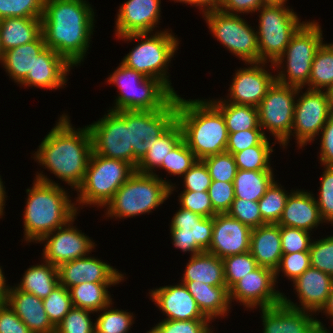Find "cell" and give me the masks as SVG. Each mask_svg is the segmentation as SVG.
<instances>
[{"label": "cell", "instance_id": "cell-1", "mask_svg": "<svg viewBox=\"0 0 333 333\" xmlns=\"http://www.w3.org/2000/svg\"><path fill=\"white\" fill-rule=\"evenodd\" d=\"M86 0H45L41 18L47 48L72 66L83 62L95 27V14Z\"/></svg>", "mask_w": 333, "mask_h": 333}, {"label": "cell", "instance_id": "cell-2", "mask_svg": "<svg viewBox=\"0 0 333 333\" xmlns=\"http://www.w3.org/2000/svg\"><path fill=\"white\" fill-rule=\"evenodd\" d=\"M69 119L68 114L60 115L33 155L38 164L77 190L93 151L92 136L88 126L76 129Z\"/></svg>", "mask_w": 333, "mask_h": 333}, {"label": "cell", "instance_id": "cell-3", "mask_svg": "<svg viewBox=\"0 0 333 333\" xmlns=\"http://www.w3.org/2000/svg\"><path fill=\"white\" fill-rule=\"evenodd\" d=\"M42 173L37 172L33 186L26 189L28 198L23 214V233L27 243H37L78 216L76 205L67 190Z\"/></svg>", "mask_w": 333, "mask_h": 333}, {"label": "cell", "instance_id": "cell-4", "mask_svg": "<svg viewBox=\"0 0 333 333\" xmlns=\"http://www.w3.org/2000/svg\"><path fill=\"white\" fill-rule=\"evenodd\" d=\"M177 122L183 139L198 160L226 152L225 119L208 99L185 100L177 94Z\"/></svg>", "mask_w": 333, "mask_h": 333}, {"label": "cell", "instance_id": "cell-5", "mask_svg": "<svg viewBox=\"0 0 333 333\" xmlns=\"http://www.w3.org/2000/svg\"><path fill=\"white\" fill-rule=\"evenodd\" d=\"M174 190L172 182L162 179L156 173L143 174L135 171L103 209H107L105 215L108 218H133L154 211Z\"/></svg>", "mask_w": 333, "mask_h": 333}, {"label": "cell", "instance_id": "cell-6", "mask_svg": "<svg viewBox=\"0 0 333 333\" xmlns=\"http://www.w3.org/2000/svg\"><path fill=\"white\" fill-rule=\"evenodd\" d=\"M153 34V35H152ZM168 29L155 31L154 33H133L118 36V39L126 41H139L133 49L123 57L122 64L140 72L146 77L161 80L175 95L177 92L171 86L169 73L167 72L176 50L179 39ZM151 35V36H150ZM168 74V75H167Z\"/></svg>", "mask_w": 333, "mask_h": 333}, {"label": "cell", "instance_id": "cell-7", "mask_svg": "<svg viewBox=\"0 0 333 333\" xmlns=\"http://www.w3.org/2000/svg\"><path fill=\"white\" fill-rule=\"evenodd\" d=\"M106 82L119 89V95L110 109L113 111L161 110L176 97L161 80L146 77L122 63Z\"/></svg>", "mask_w": 333, "mask_h": 333}, {"label": "cell", "instance_id": "cell-8", "mask_svg": "<svg viewBox=\"0 0 333 333\" xmlns=\"http://www.w3.org/2000/svg\"><path fill=\"white\" fill-rule=\"evenodd\" d=\"M323 42L319 22L305 21L291 37L284 53L271 63L270 68L279 71L275 75L276 82L298 88L307 87L315 53Z\"/></svg>", "mask_w": 333, "mask_h": 333}, {"label": "cell", "instance_id": "cell-9", "mask_svg": "<svg viewBox=\"0 0 333 333\" xmlns=\"http://www.w3.org/2000/svg\"><path fill=\"white\" fill-rule=\"evenodd\" d=\"M135 172L127 162L91 153L85 177L77 188L76 208L80 205L105 207L116 191ZM80 204L77 207V204Z\"/></svg>", "mask_w": 333, "mask_h": 333}, {"label": "cell", "instance_id": "cell-10", "mask_svg": "<svg viewBox=\"0 0 333 333\" xmlns=\"http://www.w3.org/2000/svg\"><path fill=\"white\" fill-rule=\"evenodd\" d=\"M260 12L256 31L260 62L274 63L284 53L291 37L305 23L286 4H265Z\"/></svg>", "mask_w": 333, "mask_h": 333}, {"label": "cell", "instance_id": "cell-11", "mask_svg": "<svg viewBox=\"0 0 333 333\" xmlns=\"http://www.w3.org/2000/svg\"><path fill=\"white\" fill-rule=\"evenodd\" d=\"M202 16L205 17L214 38L233 55L245 64L260 62L256 29L252 28L247 20L241 18V15H230L220 10H210Z\"/></svg>", "mask_w": 333, "mask_h": 333}, {"label": "cell", "instance_id": "cell-12", "mask_svg": "<svg viewBox=\"0 0 333 333\" xmlns=\"http://www.w3.org/2000/svg\"><path fill=\"white\" fill-rule=\"evenodd\" d=\"M129 125V147H133V168L154 141L177 121V95L163 109L155 111H117Z\"/></svg>", "mask_w": 333, "mask_h": 333}, {"label": "cell", "instance_id": "cell-13", "mask_svg": "<svg viewBox=\"0 0 333 333\" xmlns=\"http://www.w3.org/2000/svg\"><path fill=\"white\" fill-rule=\"evenodd\" d=\"M298 87L274 82L258 105L259 125L273 135L284 148L290 142Z\"/></svg>", "mask_w": 333, "mask_h": 333}, {"label": "cell", "instance_id": "cell-14", "mask_svg": "<svg viewBox=\"0 0 333 333\" xmlns=\"http://www.w3.org/2000/svg\"><path fill=\"white\" fill-rule=\"evenodd\" d=\"M302 89L298 88L291 132L296 137L298 149L315 141L332 114L327 91L307 89L303 93Z\"/></svg>", "mask_w": 333, "mask_h": 333}, {"label": "cell", "instance_id": "cell-15", "mask_svg": "<svg viewBox=\"0 0 333 333\" xmlns=\"http://www.w3.org/2000/svg\"><path fill=\"white\" fill-rule=\"evenodd\" d=\"M98 121L87 125L95 154L125 161L133 167V147H129V125L117 112L108 110Z\"/></svg>", "mask_w": 333, "mask_h": 333}, {"label": "cell", "instance_id": "cell-16", "mask_svg": "<svg viewBox=\"0 0 333 333\" xmlns=\"http://www.w3.org/2000/svg\"><path fill=\"white\" fill-rule=\"evenodd\" d=\"M75 219L76 216L37 242L45 245L42 253L43 261L58 267L65 262L85 257L95 249L96 244L93 239L73 226Z\"/></svg>", "mask_w": 333, "mask_h": 333}, {"label": "cell", "instance_id": "cell-17", "mask_svg": "<svg viewBox=\"0 0 333 333\" xmlns=\"http://www.w3.org/2000/svg\"><path fill=\"white\" fill-rule=\"evenodd\" d=\"M275 272L258 266L229 289L230 302L234 300L246 308H267L282 302V292L278 291Z\"/></svg>", "mask_w": 333, "mask_h": 333}, {"label": "cell", "instance_id": "cell-18", "mask_svg": "<svg viewBox=\"0 0 333 333\" xmlns=\"http://www.w3.org/2000/svg\"><path fill=\"white\" fill-rule=\"evenodd\" d=\"M170 233L173 246L182 252L196 255L210 247L213 233V217H202L190 210L179 208L173 214Z\"/></svg>", "mask_w": 333, "mask_h": 333}, {"label": "cell", "instance_id": "cell-19", "mask_svg": "<svg viewBox=\"0 0 333 333\" xmlns=\"http://www.w3.org/2000/svg\"><path fill=\"white\" fill-rule=\"evenodd\" d=\"M250 67L237 69L229 85L227 102L258 107L268 89L276 81L272 72L266 70V62L247 63ZM229 98V99H228Z\"/></svg>", "mask_w": 333, "mask_h": 333}, {"label": "cell", "instance_id": "cell-20", "mask_svg": "<svg viewBox=\"0 0 333 333\" xmlns=\"http://www.w3.org/2000/svg\"><path fill=\"white\" fill-rule=\"evenodd\" d=\"M263 333H330L314 313L292 308L283 302L261 308Z\"/></svg>", "mask_w": 333, "mask_h": 333}, {"label": "cell", "instance_id": "cell-21", "mask_svg": "<svg viewBox=\"0 0 333 333\" xmlns=\"http://www.w3.org/2000/svg\"><path fill=\"white\" fill-rule=\"evenodd\" d=\"M59 284L68 290L81 283H120L124 274L110 264L92 256L65 262L57 267Z\"/></svg>", "mask_w": 333, "mask_h": 333}, {"label": "cell", "instance_id": "cell-22", "mask_svg": "<svg viewBox=\"0 0 333 333\" xmlns=\"http://www.w3.org/2000/svg\"><path fill=\"white\" fill-rule=\"evenodd\" d=\"M252 229L228 213H217L213 216V233L210 247L206 251L224 259L250 250Z\"/></svg>", "mask_w": 333, "mask_h": 333}, {"label": "cell", "instance_id": "cell-23", "mask_svg": "<svg viewBox=\"0 0 333 333\" xmlns=\"http://www.w3.org/2000/svg\"><path fill=\"white\" fill-rule=\"evenodd\" d=\"M293 284L299 305L288 299L284 293H282V302L292 308L319 314L332 290L333 277L310 266L293 281Z\"/></svg>", "mask_w": 333, "mask_h": 333}, {"label": "cell", "instance_id": "cell-24", "mask_svg": "<svg viewBox=\"0 0 333 333\" xmlns=\"http://www.w3.org/2000/svg\"><path fill=\"white\" fill-rule=\"evenodd\" d=\"M161 0H127L118 9L116 36L153 33L161 17Z\"/></svg>", "mask_w": 333, "mask_h": 333}, {"label": "cell", "instance_id": "cell-25", "mask_svg": "<svg viewBox=\"0 0 333 333\" xmlns=\"http://www.w3.org/2000/svg\"><path fill=\"white\" fill-rule=\"evenodd\" d=\"M152 302L166 315L164 320H209L183 283L162 286L149 292Z\"/></svg>", "mask_w": 333, "mask_h": 333}, {"label": "cell", "instance_id": "cell-26", "mask_svg": "<svg viewBox=\"0 0 333 333\" xmlns=\"http://www.w3.org/2000/svg\"><path fill=\"white\" fill-rule=\"evenodd\" d=\"M72 67L65 58L46 47L35 58L32 71L28 72L20 84L26 88L27 86L49 90L63 88L67 84V76Z\"/></svg>", "mask_w": 333, "mask_h": 333}, {"label": "cell", "instance_id": "cell-27", "mask_svg": "<svg viewBox=\"0 0 333 333\" xmlns=\"http://www.w3.org/2000/svg\"><path fill=\"white\" fill-rule=\"evenodd\" d=\"M6 303L32 333H55L56 327L49 320L42 299L8 286Z\"/></svg>", "mask_w": 333, "mask_h": 333}, {"label": "cell", "instance_id": "cell-28", "mask_svg": "<svg viewBox=\"0 0 333 333\" xmlns=\"http://www.w3.org/2000/svg\"><path fill=\"white\" fill-rule=\"evenodd\" d=\"M290 191L278 225L311 232L324 222L314 194L298 189Z\"/></svg>", "mask_w": 333, "mask_h": 333}, {"label": "cell", "instance_id": "cell-29", "mask_svg": "<svg viewBox=\"0 0 333 333\" xmlns=\"http://www.w3.org/2000/svg\"><path fill=\"white\" fill-rule=\"evenodd\" d=\"M258 266L272 269L278 268L282 257L280 226L265 224L252 229L250 250Z\"/></svg>", "mask_w": 333, "mask_h": 333}, {"label": "cell", "instance_id": "cell-30", "mask_svg": "<svg viewBox=\"0 0 333 333\" xmlns=\"http://www.w3.org/2000/svg\"><path fill=\"white\" fill-rule=\"evenodd\" d=\"M189 259L181 283H204L226 287L223 259L206 251L192 255Z\"/></svg>", "mask_w": 333, "mask_h": 333}, {"label": "cell", "instance_id": "cell-31", "mask_svg": "<svg viewBox=\"0 0 333 333\" xmlns=\"http://www.w3.org/2000/svg\"><path fill=\"white\" fill-rule=\"evenodd\" d=\"M183 284L196 301L202 314L210 321L228 316L227 314L231 309V302L227 287L211 286L204 283Z\"/></svg>", "mask_w": 333, "mask_h": 333}, {"label": "cell", "instance_id": "cell-32", "mask_svg": "<svg viewBox=\"0 0 333 333\" xmlns=\"http://www.w3.org/2000/svg\"><path fill=\"white\" fill-rule=\"evenodd\" d=\"M46 48L43 34L36 40L4 52L1 61L9 78L20 84L32 71L35 58Z\"/></svg>", "mask_w": 333, "mask_h": 333}, {"label": "cell", "instance_id": "cell-33", "mask_svg": "<svg viewBox=\"0 0 333 333\" xmlns=\"http://www.w3.org/2000/svg\"><path fill=\"white\" fill-rule=\"evenodd\" d=\"M41 34V18L10 17L0 20V41L4 52L30 43Z\"/></svg>", "mask_w": 333, "mask_h": 333}, {"label": "cell", "instance_id": "cell-34", "mask_svg": "<svg viewBox=\"0 0 333 333\" xmlns=\"http://www.w3.org/2000/svg\"><path fill=\"white\" fill-rule=\"evenodd\" d=\"M40 264L27 268L20 283L15 284V287L44 299L59 285L58 270L48 262L43 261Z\"/></svg>", "mask_w": 333, "mask_h": 333}, {"label": "cell", "instance_id": "cell-35", "mask_svg": "<svg viewBox=\"0 0 333 333\" xmlns=\"http://www.w3.org/2000/svg\"><path fill=\"white\" fill-rule=\"evenodd\" d=\"M183 138L182 128L176 121L165 133L154 141L153 145L138 162L135 171L143 174H155L171 149Z\"/></svg>", "mask_w": 333, "mask_h": 333}, {"label": "cell", "instance_id": "cell-36", "mask_svg": "<svg viewBox=\"0 0 333 333\" xmlns=\"http://www.w3.org/2000/svg\"><path fill=\"white\" fill-rule=\"evenodd\" d=\"M275 181L273 170H240L234 178L235 198L257 201Z\"/></svg>", "mask_w": 333, "mask_h": 333}, {"label": "cell", "instance_id": "cell-37", "mask_svg": "<svg viewBox=\"0 0 333 333\" xmlns=\"http://www.w3.org/2000/svg\"><path fill=\"white\" fill-rule=\"evenodd\" d=\"M209 101L222 113L228 133L261 128L256 107L230 103L223 98H209Z\"/></svg>", "mask_w": 333, "mask_h": 333}, {"label": "cell", "instance_id": "cell-38", "mask_svg": "<svg viewBox=\"0 0 333 333\" xmlns=\"http://www.w3.org/2000/svg\"><path fill=\"white\" fill-rule=\"evenodd\" d=\"M118 283H81L69 289L73 307L98 313L111 304L108 288Z\"/></svg>", "mask_w": 333, "mask_h": 333}, {"label": "cell", "instance_id": "cell-39", "mask_svg": "<svg viewBox=\"0 0 333 333\" xmlns=\"http://www.w3.org/2000/svg\"><path fill=\"white\" fill-rule=\"evenodd\" d=\"M307 89L327 91L333 86V44L322 43L315 53Z\"/></svg>", "mask_w": 333, "mask_h": 333}, {"label": "cell", "instance_id": "cell-40", "mask_svg": "<svg viewBox=\"0 0 333 333\" xmlns=\"http://www.w3.org/2000/svg\"><path fill=\"white\" fill-rule=\"evenodd\" d=\"M267 136L255 146L246 148L234 154L237 169L240 170H273L270 164V155L273 146Z\"/></svg>", "mask_w": 333, "mask_h": 333}, {"label": "cell", "instance_id": "cell-41", "mask_svg": "<svg viewBox=\"0 0 333 333\" xmlns=\"http://www.w3.org/2000/svg\"><path fill=\"white\" fill-rule=\"evenodd\" d=\"M289 194L282 188L281 184L274 181L263 197L258 200L262 220L266 224H278Z\"/></svg>", "mask_w": 333, "mask_h": 333}, {"label": "cell", "instance_id": "cell-42", "mask_svg": "<svg viewBox=\"0 0 333 333\" xmlns=\"http://www.w3.org/2000/svg\"><path fill=\"white\" fill-rule=\"evenodd\" d=\"M112 304L111 302L99 311L101 314L95 321V333H128L131 330L134 314L122 309H112Z\"/></svg>", "mask_w": 333, "mask_h": 333}, {"label": "cell", "instance_id": "cell-43", "mask_svg": "<svg viewBox=\"0 0 333 333\" xmlns=\"http://www.w3.org/2000/svg\"><path fill=\"white\" fill-rule=\"evenodd\" d=\"M197 160L182 138L168 153L160 168L165 169L169 175L182 177Z\"/></svg>", "mask_w": 333, "mask_h": 333}, {"label": "cell", "instance_id": "cell-44", "mask_svg": "<svg viewBox=\"0 0 333 333\" xmlns=\"http://www.w3.org/2000/svg\"><path fill=\"white\" fill-rule=\"evenodd\" d=\"M223 263L224 279L228 289L258 267L256 260L249 251L225 257Z\"/></svg>", "mask_w": 333, "mask_h": 333}, {"label": "cell", "instance_id": "cell-45", "mask_svg": "<svg viewBox=\"0 0 333 333\" xmlns=\"http://www.w3.org/2000/svg\"><path fill=\"white\" fill-rule=\"evenodd\" d=\"M42 301L45 312L55 327L58 326L64 316L73 308L70 291L60 284Z\"/></svg>", "mask_w": 333, "mask_h": 333}, {"label": "cell", "instance_id": "cell-46", "mask_svg": "<svg viewBox=\"0 0 333 333\" xmlns=\"http://www.w3.org/2000/svg\"><path fill=\"white\" fill-rule=\"evenodd\" d=\"M45 0H0V20L10 17L42 18Z\"/></svg>", "mask_w": 333, "mask_h": 333}, {"label": "cell", "instance_id": "cell-47", "mask_svg": "<svg viewBox=\"0 0 333 333\" xmlns=\"http://www.w3.org/2000/svg\"><path fill=\"white\" fill-rule=\"evenodd\" d=\"M212 181L234 182L237 166L234 155L228 152L214 154L202 159Z\"/></svg>", "mask_w": 333, "mask_h": 333}, {"label": "cell", "instance_id": "cell-48", "mask_svg": "<svg viewBox=\"0 0 333 333\" xmlns=\"http://www.w3.org/2000/svg\"><path fill=\"white\" fill-rule=\"evenodd\" d=\"M94 312L73 307L56 327L55 333H95Z\"/></svg>", "mask_w": 333, "mask_h": 333}, {"label": "cell", "instance_id": "cell-49", "mask_svg": "<svg viewBox=\"0 0 333 333\" xmlns=\"http://www.w3.org/2000/svg\"><path fill=\"white\" fill-rule=\"evenodd\" d=\"M309 255L311 267L333 277V235L312 240Z\"/></svg>", "mask_w": 333, "mask_h": 333}, {"label": "cell", "instance_id": "cell-50", "mask_svg": "<svg viewBox=\"0 0 333 333\" xmlns=\"http://www.w3.org/2000/svg\"><path fill=\"white\" fill-rule=\"evenodd\" d=\"M210 320H162L150 333H214Z\"/></svg>", "mask_w": 333, "mask_h": 333}, {"label": "cell", "instance_id": "cell-51", "mask_svg": "<svg viewBox=\"0 0 333 333\" xmlns=\"http://www.w3.org/2000/svg\"><path fill=\"white\" fill-rule=\"evenodd\" d=\"M319 187V197H315L324 223L333 225V166H325Z\"/></svg>", "mask_w": 333, "mask_h": 333}, {"label": "cell", "instance_id": "cell-52", "mask_svg": "<svg viewBox=\"0 0 333 333\" xmlns=\"http://www.w3.org/2000/svg\"><path fill=\"white\" fill-rule=\"evenodd\" d=\"M227 213L251 229L266 224L262 220V215L257 201L235 198L230 210Z\"/></svg>", "mask_w": 333, "mask_h": 333}, {"label": "cell", "instance_id": "cell-53", "mask_svg": "<svg viewBox=\"0 0 333 333\" xmlns=\"http://www.w3.org/2000/svg\"><path fill=\"white\" fill-rule=\"evenodd\" d=\"M310 233L299 228L280 226L282 254L309 251L312 242V239H310L312 234Z\"/></svg>", "mask_w": 333, "mask_h": 333}, {"label": "cell", "instance_id": "cell-54", "mask_svg": "<svg viewBox=\"0 0 333 333\" xmlns=\"http://www.w3.org/2000/svg\"><path fill=\"white\" fill-rule=\"evenodd\" d=\"M310 255L309 251H301L292 254H283L280 264L275 270V281L279 277L280 272L284 273V276L293 282L301 274H303L310 267Z\"/></svg>", "mask_w": 333, "mask_h": 333}, {"label": "cell", "instance_id": "cell-55", "mask_svg": "<svg viewBox=\"0 0 333 333\" xmlns=\"http://www.w3.org/2000/svg\"><path fill=\"white\" fill-rule=\"evenodd\" d=\"M180 207L190 210L202 217H213L217 212L213 209L207 191H181L178 196Z\"/></svg>", "mask_w": 333, "mask_h": 333}, {"label": "cell", "instance_id": "cell-56", "mask_svg": "<svg viewBox=\"0 0 333 333\" xmlns=\"http://www.w3.org/2000/svg\"><path fill=\"white\" fill-rule=\"evenodd\" d=\"M207 192L217 213H227L230 210L235 199L233 182L212 181Z\"/></svg>", "mask_w": 333, "mask_h": 333}, {"label": "cell", "instance_id": "cell-57", "mask_svg": "<svg viewBox=\"0 0 333 333\" xmlns=\"http://www.w3.org/2000/svg\"><path fill=\"white\" fill-rule=\"evenodd\" d=\"M182 178L183 191H207L212 182L208 168L202 160H197Z\"/></svg>", "mask_w": 333, "mask_h": 333}, {"label": "cell", "instance_id": "cell-58", "mask_svg": "<svg viewBox=\"0 0 333 333\" xmlns=\"http://www.w3.org/2000/svg\"><path fill=\"white\" fill-rule=\"evenodd\" d=\"M265 137L262 128L228 133L226 152L234 155L246 148L258 145Z\"/></svg>", "mask_w": 333, "mask_h": 333}, {"label": "cell", "instance_id": "cell-59", "mask_svg": "<svg viewBox=\"0 0 333 333\" xmlns=\"http://www.w3.org/2000/svg\"><path fill=\"white\" fill-rule=\"evenodd\" d=\"M320 134V152L319 157L321 165L333 166V113L329 116L326 124Z\"/></svg>", "mask_w": 333, "mask_h": 333}, {"label": "cell", "instance_id": "cell-60", "mask_svg": "<svg viewBox=\"0 0 333 333\" xmlns=\"http://www.w3.org/2000/svg\"><path fill=\"white\" fill-rule=\"evenodd\" d=\"M0 333H32L7 305L0 307Z\"/></svg>", "mask_w": 333, "mask_h": 333}, {"label": "cell", "instance_id": "cell-61", "mask_svg": "<svg viewBox=\"0 0 333 333\" xmlns=\"http://www.w3.org/2000/svg\"><path fill=\"white\" fill-rule=\"evenodd\" d=\"M264 4L263 0H224L220 11L230 15L255 13Z\"/></svg>", "mask_w": 333, "mask_h": 333}, {"label": "cell", "instance_id": "cell-62", "mask_svg": "<svg viewBox=\"0 0 333 333\" xmlns=\"http://www.w3.org/2000/svg\"><path fill=\"white\" fill-rule=\"evenodd\" d=\"M224 3V0H199V7L202 11V14H204L207 11L210 10H220Z\"/></svg>", "mask_w": 333, "mask_h": 333}, {"label": "cell", "instance_id": "cell-63", "mask_svg": "<svg viewBox=\"0 0 333 333\" xmlns=\"http://www.w3.org/2000/svg\"><path fill=\"white\" fill-rule=\"evenodd\" d=\"M8 286L2 266H0V307L6 304Z\"/></svg>", "mask_w": 333, "mask_h": 333}, {"label": "cell", "instance_id": "cell-64", "mask_svg": "<svg viewBox=\"0 0 333 333\" xmlns=\"http://www.w3.org/2000/svg\"><path fill=\"white\" fill-rule=\"evenodd\" d=\"M320 312L325 313L324 315H326V317L328 318H331L330 320H332L333 322V287L332 290L330 291L325 306L322 308Z\"/></svg>", "mask_w": 333, "mask_h": 333}, {"label": "cell", "instance_id": "cell-65", "mask_svg": "<svg viewBox=\"0 0 333 333\" xmlns=\"http://www.w3.org/2000/svg\"><path fill=\"white\" fill-rule=\"evenodd\" d=\"M7 195L5 192V186L3 184V181L1 179V175H0V218H2V216L4 215V206L6 203V199Z\"/></svg>", "mask_w": 333, "mask_h": 333}, {"label": "cell", "instance_id": "cell-66", "mask_svg": "<svg viewBox=\"0 0 333 333\" xmlns=\"http://www.w3.org/2000/svg\"><path fill=\"white\" fill-rule=\"evenodd\" d=\"M173 1L184 3V4H190V6H195V7L199 6V0H173Z\"/></svg>", "mask_w": 333, "mask_h": 333}, {"label": "cell", "instance_id": "cell-67", "mask_svg": "<svg viewBox=\"0 0 333 333\" xmlns=\"http://www.w3.org/2000/svg\"><path fill=\"white\" fill-rule=\"evenodd\" d=\"M331 112L333 113V86L327 90Z\"/></svg>", "mask_w": 333, "mask_h": 333}, {"label": "cell", "instance_id": "cell-68", "mask_svg": "<svg viewBox=\"0 0 333 333\" xmlns=\"http://www.w3.org/2000/svg\"><path fill=\"white\" fill-rule=\"evenodd\" d=\"M264 4H269V5H273V4H286L287 0H263Z\"/></svg>", "mask_w": 333, "mask_h": 333}, {"label": "cell", "instance_id": "cell-69", "mask_svg": "<svg viewBox=\"0 0 333 333\" xmlns=\"http://www.w3.org/2000/svg\"><path fill=\"white\" fill-rule=\"evenodd\" d=\"M3 54H4V51H3L2 47H1V41H0V63L2 61Z\"/></svg>", "mask_w": 333, "mask_h": 333}]
</instances>
